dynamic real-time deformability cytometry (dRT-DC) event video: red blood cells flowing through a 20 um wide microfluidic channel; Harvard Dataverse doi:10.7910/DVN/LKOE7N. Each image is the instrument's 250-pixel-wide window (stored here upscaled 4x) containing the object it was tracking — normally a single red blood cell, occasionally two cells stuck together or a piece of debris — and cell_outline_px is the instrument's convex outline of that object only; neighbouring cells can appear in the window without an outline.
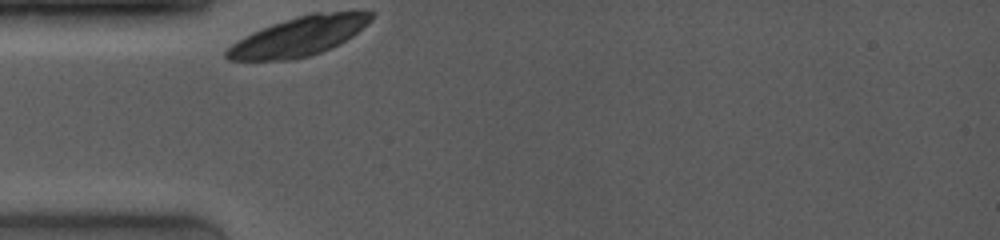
{"species": "common noctule bat (a hibernating species)", "species_latin": "Nyctalus noctula", "temperature_condition": "room temperature", "stored_images_in_passage": 16, "camera_frame_rate_fps": 4000, "um_per_image_px": 0.085, "animal": {"sex": "female", "body_mass_g": 19.0, "forearm_length_mm": 53.3}, "frame": {"image": 1, "passage_image": 1, "time_ms": 0.0, "image_size_px": [1000, 240], "cell_outline_px": [[376, 12], [352, 36], [340, 44], [332, 48], [308, 56], [288, 60], [228, 60], [224, 56], [224, 52], [232, 44], [244, 36], [252, 32], [272, 24], [284, 20], [316, 12]], "centroid_in_image_um": [25.34, 3.11], "position_along_channel_um": 59.7, "area_um2": 32.31}}
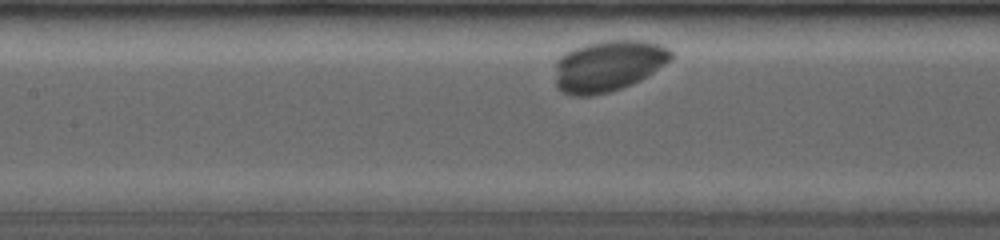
{"frame": {"image": 2, "passage_image": 10, "time_ms": 2.75, "image_size_px": [1000, 240], "cell_outline_px": [[672, 60], [648, 76], [632, 84], [608, 92], [592, 96], [572, 96], [560, 92], [556, 88], [556, 60], [560, 56], [576, 48], [588, 44], [604, 40], [644, 40], [660, 44], [668, 48], [672, 52]], "centroid_in_image_um": [51.71, 5.61], "position_along_channel_um": 155.7, "area_um2": 34.74}}